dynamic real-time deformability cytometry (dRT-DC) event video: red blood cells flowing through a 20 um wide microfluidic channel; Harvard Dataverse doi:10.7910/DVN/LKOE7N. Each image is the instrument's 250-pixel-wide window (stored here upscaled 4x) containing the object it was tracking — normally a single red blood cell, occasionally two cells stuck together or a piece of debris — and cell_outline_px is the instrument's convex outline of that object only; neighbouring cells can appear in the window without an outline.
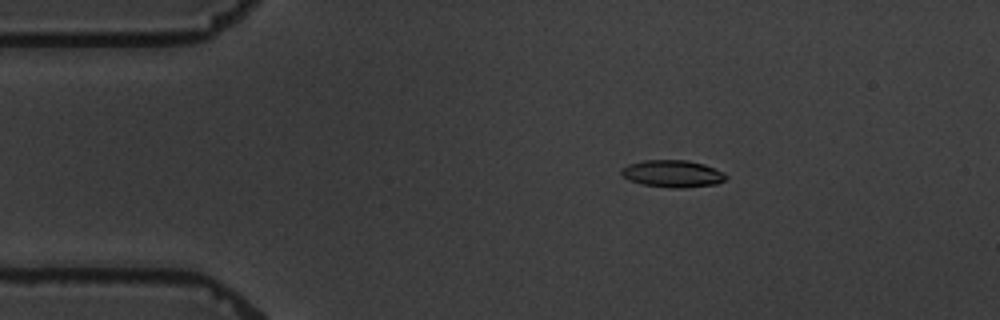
{"species": "common noctule bat (a hibernating species)", "species_latin": "Nyctalus noctula", "temperature_condition": "warm", "stored_images_in_passage": 6, "camera_frame_rate_fps": 3000, "um_per_image_px": 0.085, "animal": {"sex": "male", "body_mass_g": 19.5, "forearm_length_mm": 54.6}, "frame": {"image": 1, "passage_image": 1, "time_ms": 0.0, "image_size_px": [1000, 320], "cell_outline_px": [[728, 176], [724, 180], [716, 184], [684, 188], [672, 188], [640, 184], [628, 180], [620, 172], [628, 164], [644, 160], [688, 160], [704, 164], [724, 172]], "centroid_in_image_um": [57.18, 14.77], "position_along_channel_um": 27.8, "area_um2": 16.59}}
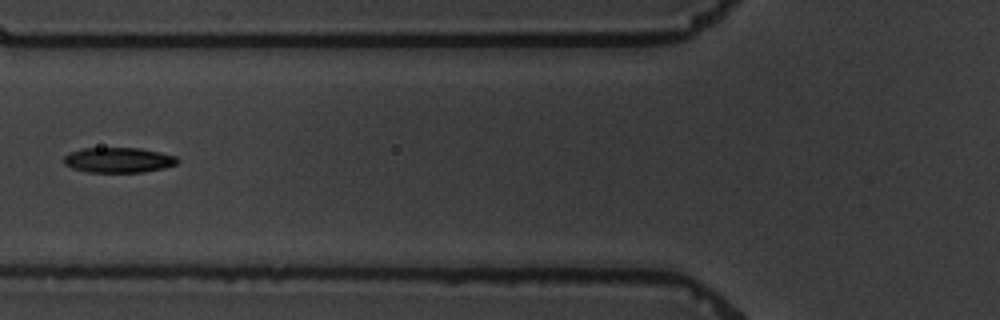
{"frame": {"image": 2, "passage_image": 4, "time_ms": 4.0, "image_size_px": [1000, 320], "cell_outline_px": [[180, 160], [176, 164], [164, 168], [144, 172], [88, 172], [72, 168], [64, 164], [64, 156], [72, 152], [84, 148], [140, 148], [160, 152], [176, 156]], "centroid_in_image_um": [10.1, 13.6], "position_along_channel_um": 115.7, "area_um2": 16.65}}
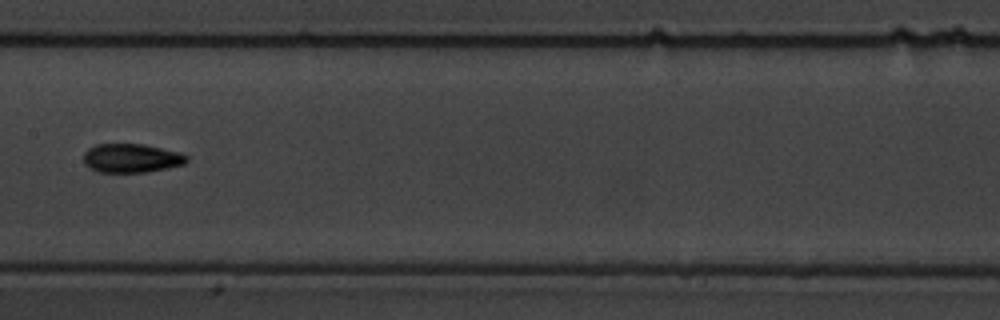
{"frame": {"image": 3, "passage_image": 6, "time_ms": 6.333, "image_size_px": [1000, 320], "cell_outline_px": [[188, 160], [184, 164], [168, 168], [148, 172], [100, 172], [88, 168], [84, 164], [84, 152], [88, 148], [96, 144], [140, 144], [180, 152], [188, 156]], "centroid_in_image_um": [11.15, 13.45], "position_along_channel_um": 196.2, "area_um2": 17.4}}